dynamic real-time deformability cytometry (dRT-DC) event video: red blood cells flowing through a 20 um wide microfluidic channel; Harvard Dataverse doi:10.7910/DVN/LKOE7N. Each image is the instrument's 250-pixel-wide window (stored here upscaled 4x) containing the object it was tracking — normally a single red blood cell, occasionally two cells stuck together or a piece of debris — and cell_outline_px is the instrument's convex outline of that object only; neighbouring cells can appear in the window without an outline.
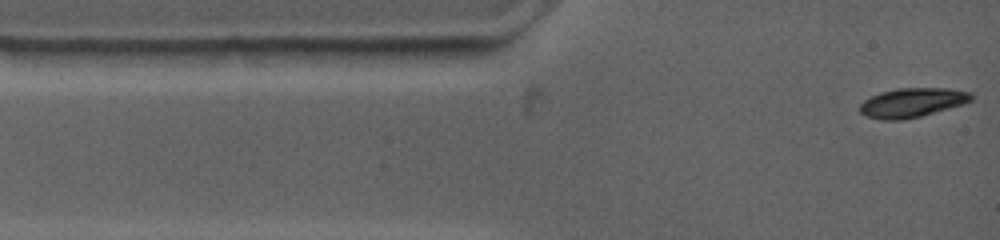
{"species": "common noctule bat (a hibernating species)", "species_latin": "Nyctalus noctula", "temperature_condition": "warm", "stored_images_in_passage": 12, "camera_frame_rate_fps": 4500, "um_per_image_px": 0.085, "animal": {"sex": "female", "body_mass_g": 19.0, "forearm_length_mm": 53.3}, "frame": {"image": 1, "passage_image": 1, "time_ms": 0.0, "image_size_px": [1000, 240], "cell_outline_px": [[972, 100], [964, 104], [920, 116], [900, 120], [880, 120], [868, 116], [860, 112], [860, 104], [864, 100], [880, 92], [896, 88], [948, 88], [972, 92]], "centroid_in_image_um": [77.55, 8.71], "position_along_channel_um": 7.5, "area_um2": 18.96}}
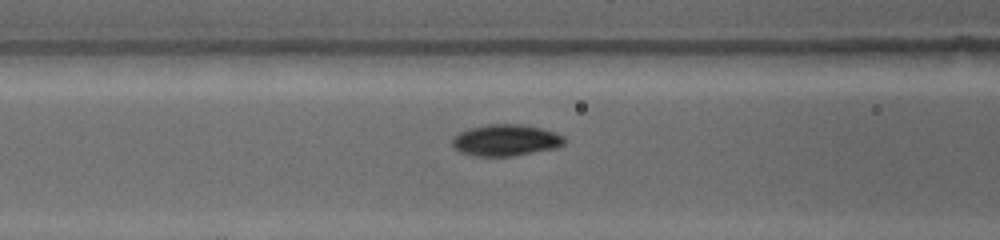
{"frame": {"image": 2, "passage_image": 9, "time_ms": 4.222, "image_size_px": [1000, 240], "cell_outline_px": [[568, 140], [564, 144], [556, 148], [512, 156], [476, 156], [460, 152], [452, 144], [452, 136], [468, 128], [488, 124], [524, 124], [540, 128], [564, 136]], "centroid_in_image_um": [42.99, 11.91], "position_along_channel_um": 123.6, "area_um2": 20.63}}
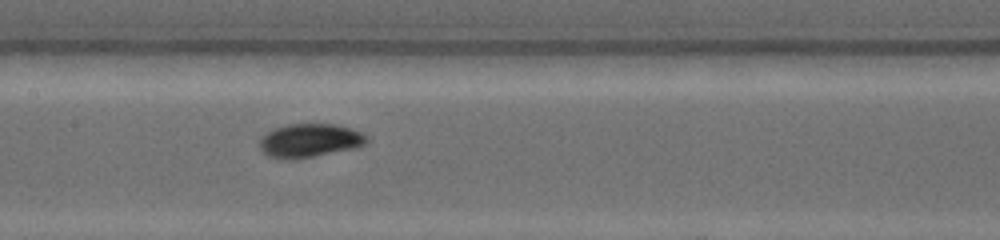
{"frame": {"image": 3, "passage_image": 12, "time_ms": 5.778, "image_size_px": [1000, 240], "cell_outline_px": [[368, 140], [364, 144], [352, 148], [312, 156], [268, 156], [260, 148], [260, 140], [272, 128], [288, 124], [332, 124], [352, 128], [368, 136]], "centroid_in_image_um": [26.36, 11.88], "position_along_channel_um": 181.0, "area_um2": 20.0}}